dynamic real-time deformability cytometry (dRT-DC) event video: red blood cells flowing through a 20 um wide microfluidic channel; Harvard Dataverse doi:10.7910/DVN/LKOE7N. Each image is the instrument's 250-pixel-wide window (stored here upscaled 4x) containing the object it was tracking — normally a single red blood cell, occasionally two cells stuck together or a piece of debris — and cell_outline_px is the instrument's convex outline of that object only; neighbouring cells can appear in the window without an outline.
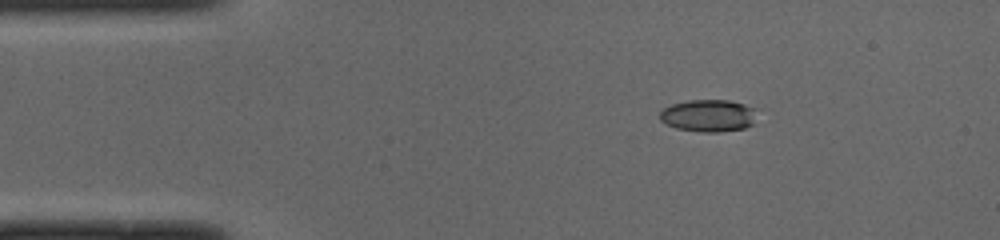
{"species": "common noctule bat (a hibernating species)", "species_latin": "Nyctalus noctula", "temperature_condition": "cold", "stored_images_in_passage": 44, "camera_frame_rate_fps": 3000, "um_per_image_px": 0.085, "animal": {"sex": "male", "body_mass_g": 19.0, "forearm_length_mm": 50.8}, "frame": {"image": 1, "passage_image": 2, "time_ms": 0.333, "image_size_px": [1000, 240], "cell_outline_px": [[760, 108], [756, 124], [744, 128], [716, 132], [704, 132], [676, 128], [660, 120], [660, 112], [664, 108], [672, 104], [688, 100], [728, 100]], "centroid_in_image_um": [60.33, 9.82], "position_along_channel_um": 24.7, "area_um2": 18.61}}
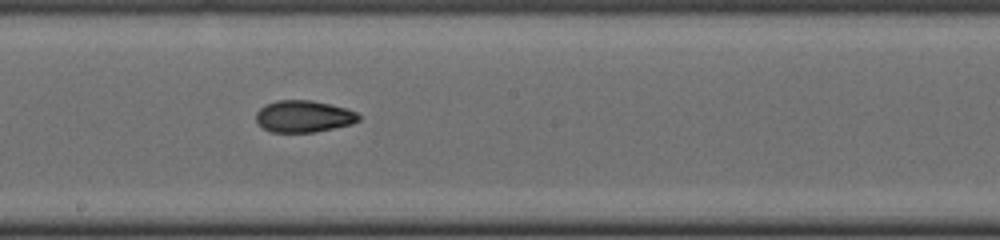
{"frame": {"image": 2, "passage_image": 21, "time_ms": 6.667, "image_size_px": [1000, 240], "cell_outline_px": [[360, 120], [352, 124], [316, 132], [272, 132], [264, 128], [256, 120], [256, 112], [260, 108], [276, 100], [312, 100], [348, 108], [356, 112], [360, 116]], "centroid_in_image_um": [25.85, 9.89], "position_along_channel_um": 222.4, "area_um2": 19.07}}
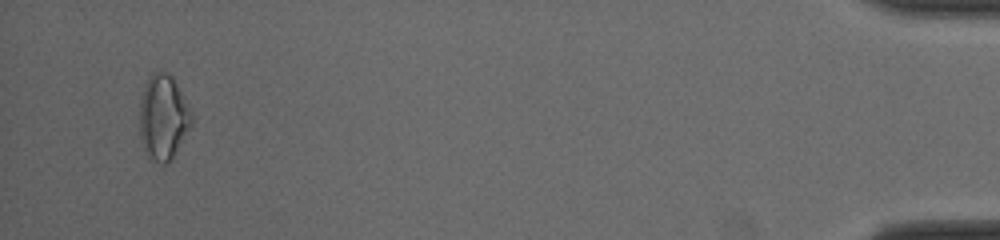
{"frame": {"image": 3, "passage_image": 42, "time_ms": 13.667, "image_size_px": [1000, 240], "cell_outline_px": [[192, 124], [172, 160], [164, 164], [160, 164], [148, 160], [144, 152], [140, 140], [140, 96], [148, 76], [152, 72], [168, 72], [172, 76], [192, 116]], "centroid_in_image_um": [13.83, 10.03], "position_along_channel_um": 421.4, "area_um2": 25.95}, "authors_computed_cell_mechanics": {"area_um2": 19.1607, "velocity_mm_per_s": 4.0458, "shape_relaxation_time_tau1_ms": 7.5198, "shape_relaxation_time_tau2_ms": 2.5759, "deformation_change_tau1": 0.197, "deformation_change_tau2": 0.0604}}